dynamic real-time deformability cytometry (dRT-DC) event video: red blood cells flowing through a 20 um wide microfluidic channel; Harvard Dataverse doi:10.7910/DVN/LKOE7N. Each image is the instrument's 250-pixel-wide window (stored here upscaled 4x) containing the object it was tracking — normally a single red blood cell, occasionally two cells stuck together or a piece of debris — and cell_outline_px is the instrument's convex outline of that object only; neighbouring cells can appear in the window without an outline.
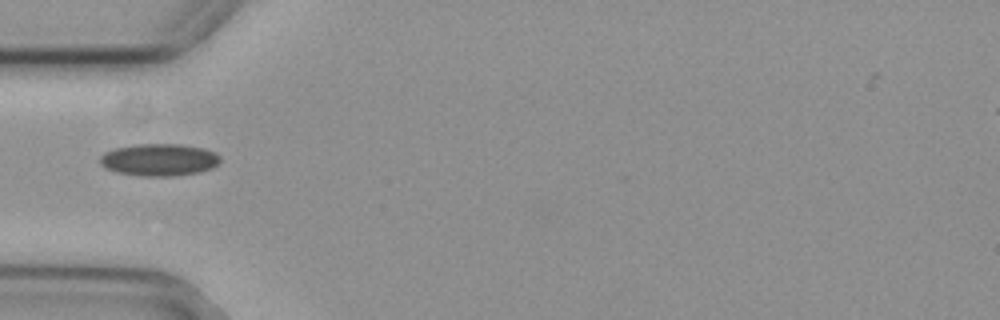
{"species": "common noctule bat (a hibernating species)", "species_latin": "Nyctalus noctula", "temperature_condition": "cold", "stored_images_in_passage": 38, "camera_frame_rate_fps": 3000, "um_per_image_px": 0.085, "animal": {"sex": "female", "body_mass_g": 29.2, "forearm_length_mm": 56.3}, "frame": {"image": 1, "passage_image": 1, "time_ms": 0.0, "image_size_px": [1000, 320], "cell_outline_px": [[220, 164], [212, 168], [200, 172], [172, 176], [140, 176], [116, 172], [104, 168], [100, 164], [100, 156], [104, 152], [116, 148], [136, 144], [180, 144], [204, 148], [216, 152], [220, 156]], "centroid_in_image_um": [13.54, 13.58], "position_along_channel_um": 71.5, "area_um2": 22.83}}
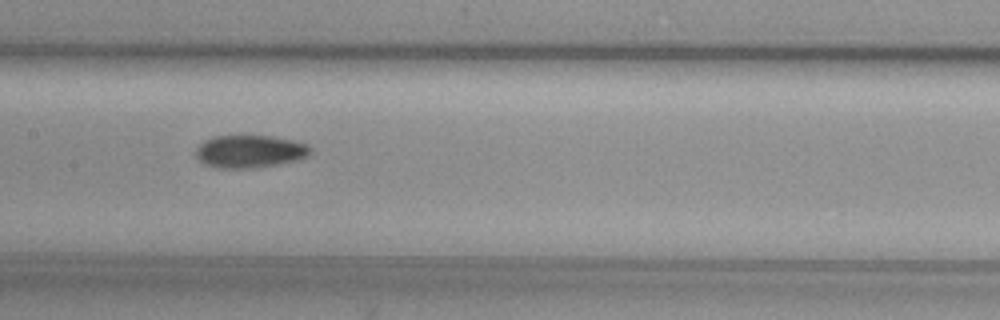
{"frame": {"image": 2, "passage_image": 10, "time_ms": 3.0, "image_size_px": [1000, 320], "cell_outline_px": [[312, 152], [308, 156], [300, 160], [280, 164], [252, 168], [216, 168], [204, 164], [196, 156], [196, 148], [204, 140], [212, 136], [272, 136], [292, 140], [308, 144], [312, 148]], "centroid_in_image_um": [21.26, 12.88], "position_along_channel_um": 186.1, "area_um2": 22.08}}
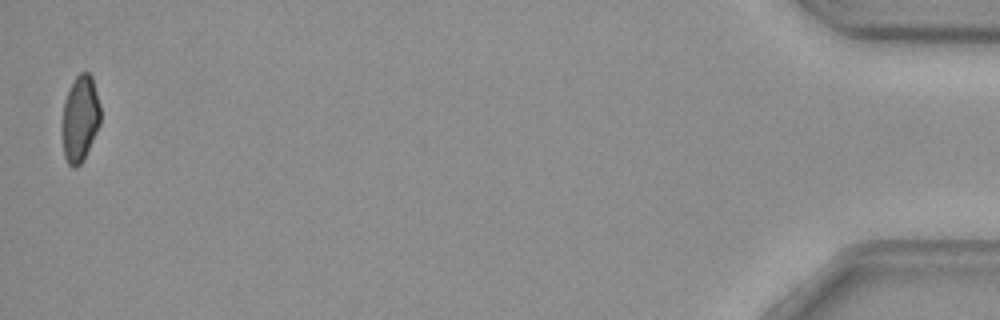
{"frame": {"image": 3, "passage_image": 37, "time_ms": 12.0, "image_size_px": [1000, 320], "cell_outline_px": [[100, 124], [80, 164], [76, 168], [72, 168], [68, 164], [64, 156], [64, 100], [76, 76], [80, 72], [88, 72], [92, 76], [100, 104]], "centroid_in_image_um": [6.83, 10.05], "position_along_channel_um": 428.4, "area_um2": 18.61}}